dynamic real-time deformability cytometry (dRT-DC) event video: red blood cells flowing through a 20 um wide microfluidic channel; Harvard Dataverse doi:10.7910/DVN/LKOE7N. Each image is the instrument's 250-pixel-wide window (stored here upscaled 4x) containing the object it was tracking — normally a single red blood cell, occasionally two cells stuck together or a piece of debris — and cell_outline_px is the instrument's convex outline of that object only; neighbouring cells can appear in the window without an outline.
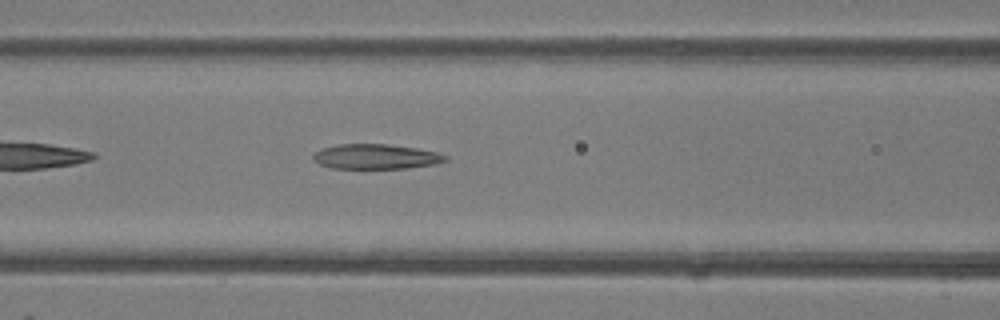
{"species": "common noctule bat (a hibernating species)", "species_latin": "Nyctalus noctula", "temperature_condition": "room temperature", "stored_images_in_passage": 34, "camera_frame_rate_fps": 3000, "um_per_image_px": 0.085, "animal": {"sex": "female"}, "frame": {"image": 1, "passage_image": 7, "time_ms": 2.0, "image_size_px": [1000, 320], "cell_outline_px": [[448, 160], [436, 164], [408, 168], [332, 168], [320, 164], [312, 160], [312, 156], [316, 152], [324, 148], [336, 144], [388, 144], [416, 148], [436, 152], [448, 156]], "centroid_in_image_um": [31.96, 13.31], "position_along_channel_um": 134.6, "area_um2": 19.19}}
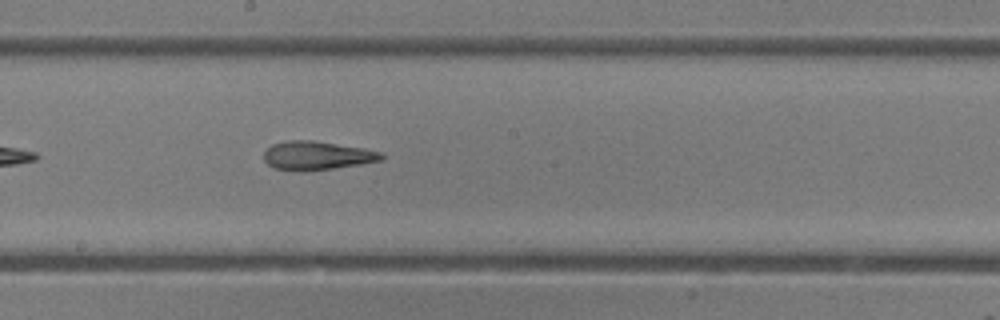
{"frame": {"image": 2, "passage_image": 13, "time_ms": 4.0, "image_size_px": [1000, 320], "cell_outline_px": [[384, 160], [360, 164], [332, 168], [272, 168], [264, 160], [264, 152], [272, 144], [288, 140], [316, 140], [364, 148], [384, 152]], "centroid_in_image_um": [27.01, 13.17], "position_along_channel_um": 221.2, "area_um2": 19.07}}
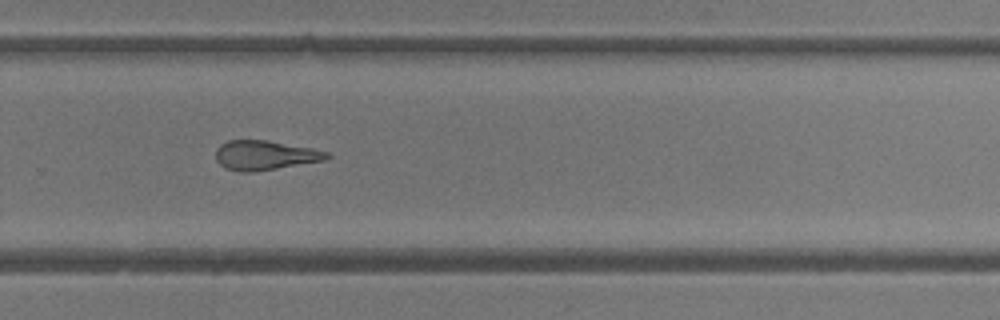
{"frame": {"image": 3, "passage_image": 19, "time_ms": 6.0, "image_size_px": [1000, 320], "cell_outline_px": [[332, 156], [324, 160], [252, 172], [236, 172], [224, 168], [216, 160], [216, 148], [220, 144], [228, 140], [268, 140], [312, 148], [328, 152]], "centroid_in_image_um": [22.48, 13.19], "position_along_channel_um": 307.3, "area_um2": 19.13}, "authors_computed_cell_mechanics": {"area_um2": 20.1722, "velocity_mm_per_s": 4.3266, "shape_relaxation_time_tau1_ms": null, "shape_relaxation_time_tau2_ms": 7.4548, "deformation_change_tau1": null, "deformation_change_tau2": 0.2604}}